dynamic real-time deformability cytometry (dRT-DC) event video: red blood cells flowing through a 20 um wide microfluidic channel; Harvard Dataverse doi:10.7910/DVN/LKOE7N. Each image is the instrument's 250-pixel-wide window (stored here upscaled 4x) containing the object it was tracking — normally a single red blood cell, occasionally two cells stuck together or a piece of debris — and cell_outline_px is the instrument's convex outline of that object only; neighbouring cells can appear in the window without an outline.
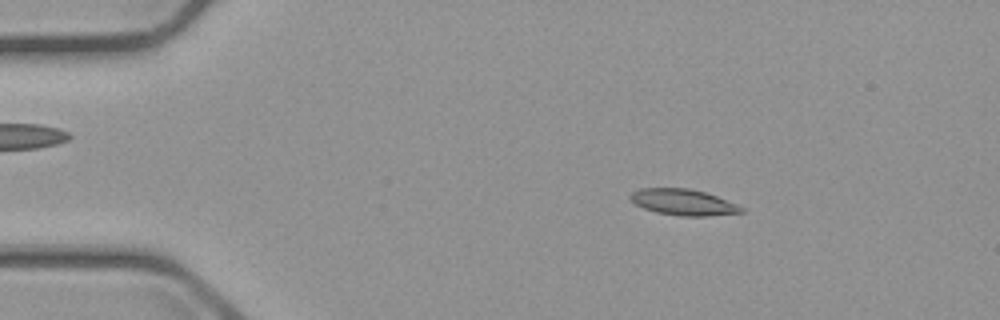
{"species": "common noctule bat (a hibernating species)", "species_latin": "Nyctalus noctula", "temperature_condition": "cold", "stored_images_in_passage": 4, "camera_frame_rate_fps": 3000, "um_per_image_px": 0.085, "animal": {"sex": "male", "body_mass_g": 23.1, "forearm_length_mm": 52.7}, "frame": {"image": 1, "passage_image": 2, "time_ms": 1.0, "image_size_px": [1000, 320], "cell_outline_px": [[744, 212], [708, 216], [680, 216], [656, 212], [644, 208], [636, 204], [628, 196], [632, 192], [640, 188], [688, 188], [704, 192], [716, 196], [736, 204], [744, 208]], "centroid_in_image_um": [58.07, 17.19], "position_along_channel_um": 26.9, "area_um2": 16.76}}